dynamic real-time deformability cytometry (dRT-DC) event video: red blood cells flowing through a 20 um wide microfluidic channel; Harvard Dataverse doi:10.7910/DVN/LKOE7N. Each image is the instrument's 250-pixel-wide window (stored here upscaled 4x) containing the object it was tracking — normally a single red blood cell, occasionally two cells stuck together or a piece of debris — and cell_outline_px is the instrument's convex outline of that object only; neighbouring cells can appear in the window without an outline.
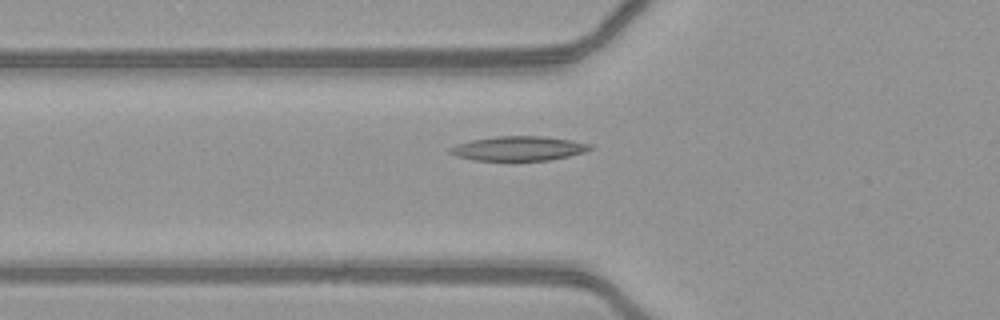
{"species": "common noctule bat (a hibernating species)", "species_latin": "Nyctalus noctula", "temperature_condition": "warm", "stored_images_in_passage": 32, "camera_frame_rate_fps": 3000, "um_per_image_px": 0.085, "animal": {"sex": "female", "body_mass_g": 21.9}, "frame": {"image": 1, "passage_image": 2, "time_ms": 0.333, "image_size_px": [1000, 320], "cell_outline_px": [[596, 148], [588, 152], [548, 160], [472, 160], [456, 156], [448, 152], [448, 148], [456, 144], [472, 140], [496, 136], [540, 136], [572, 140], [592, 144]], "centroid_in_image_um": [44.12, 12.61], "position_along_channel_um": 81.7, "area_um2": 20.11}}
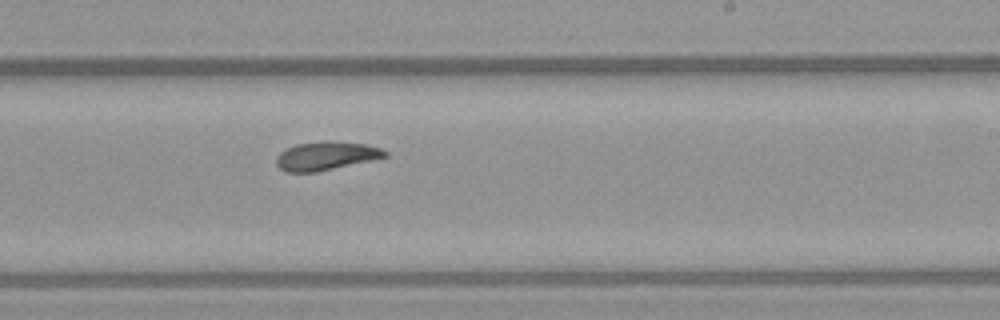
{"frame": {"image": 2, "passage_image": 15, "time_ms": 4.667, "image_size_px": [1000, 320], "cell_outline_px": [[388, 156], [316, 172], [284, 172], [276, 164], [276, 156], [280, 152], [296, 144], [324, 140], [364, 144], [380, 148], [388, 152]], "centroid_in_image_um": [27.67, 13.24], "position_along_channel_um": 261.3, "area_um2": 17.92}}
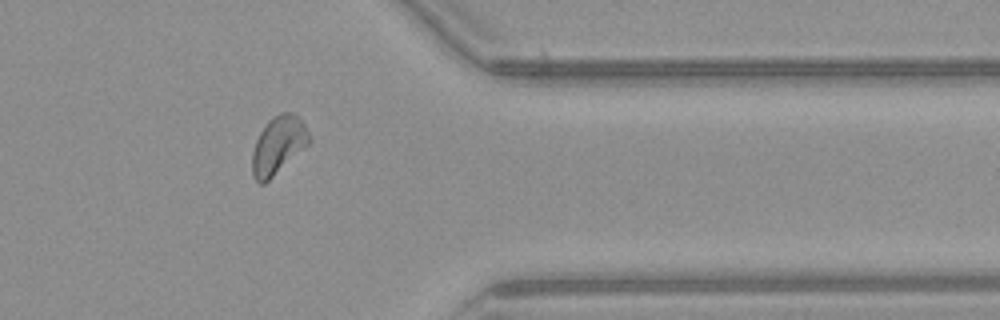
{"frame": {"image": 3, "passage_image": 25, "time_ms": 8.0, "image_size_px": [1000, 320], "cell_outline_px": [[312, 140], [308, 144], [264, 184], [260, 184], [252, 176], [252, 152], [256, 140], [260, 132], [268, 120], [272, 116], [280, 112], [292, 112], [304, 124]], "centroid_in_image_um": [23.62, 12.33], "position_along_channel_um": 387.8, "area_um2": 18.96}, "authors_computed_cell_mechanics": {"area_um2": 18.2359, "velocity_mm_per_s": 4.1251, "shape_relaxation_time_tau1_ms": 5.8356, "shape_relaxation_time_tau2_ms": 4.3417, "deformation_change_tau1": 0.1866, "deformation_change_tau2": 0.1141}}